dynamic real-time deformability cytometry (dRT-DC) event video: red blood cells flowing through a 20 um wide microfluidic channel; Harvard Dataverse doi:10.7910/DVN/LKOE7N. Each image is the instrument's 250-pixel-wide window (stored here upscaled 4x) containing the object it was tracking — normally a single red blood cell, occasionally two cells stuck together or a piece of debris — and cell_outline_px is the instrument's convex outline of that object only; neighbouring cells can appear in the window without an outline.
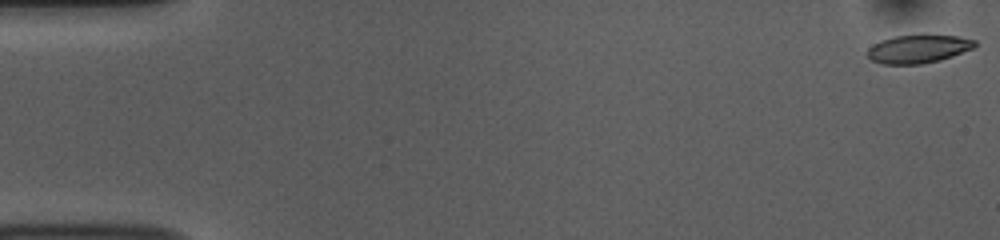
{"species": "common noctule bat (a hibernating species)", "species_latin": "Nyctalus noctula", "temperature_condition": "room temperature", "stored_images_in_passage": 54, "camera_frame_rate_fps": 3000, "um_per_image_px": 0.085, "animal": {"sex": "female", "body_mass_g": 10.0, "forearm_length_mm": 53.1}, "frame": {"image": 1, "passage_image": 1, "time_ms": 0.0, "image_size_px": [1000, 240], "cell_outline_px": [[976, 44], [972, 48], [952, 56], [940, 60], [920, 64], [884, 64], [872, 60], [868, 56], [868, 48], [872, 44], [880, 40], [896, 36], [956, 36], [976, 40]], "centroid_in_image_um": [78.02, 4.17], "position_along_channel_um": 7.0, "area_um2": 17.28}}
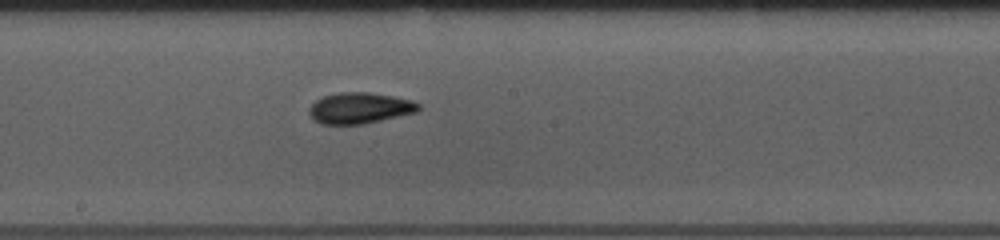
{"frame": {"image": 2, "passage_image": 29, "time_ms": 9.333, "image_size_px": [1000, 240], "cell_outline_px": [[420, 108], [416, 112], [364, 124], [320, 124], [312, 120], [308, 116], [308, 108], [316, 100], [324, 96], [340, 92], [368, 92], [392, 96], [412, 100], [420, 104]], "centroid_in_image_um": [30.53, 9.19], "position_along_channel_um": 217.7, "area_um2": 19.88}}
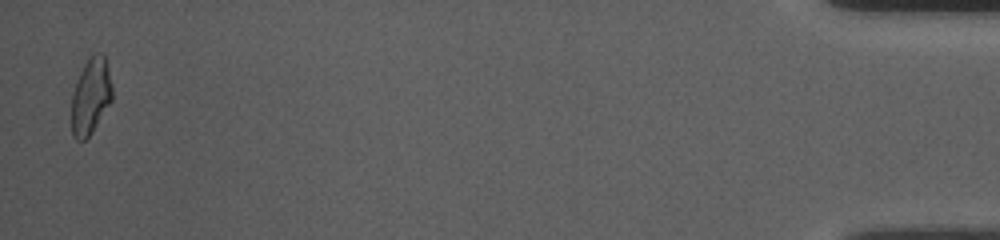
{"frame": {"image": 3, "passage_image": 53, "time_ms": 17.333, "image_size_px": [1000, 240], "cell_outline_px": [[112, 100], [92, 132], [84, 140], [76, 140], [72, 136], [72, 92], [80, 72], [88, 56], [92, 52], [100, 52], [104, 56], [112, 84]], "centroid_in_image_um": [7.71, 8.15], "position_along_channel_um": 427.5, "area_um2": 18.09}, "authors_computed_cell_mechanics": {"area_um2": 18.5249, "velocity_mm_per_s": 3.7493, "shape_relaxation_time_tau1_ms": 5.0282, "shape_relaxation_time_tau2_ms": 3.5545, "deformation_change_tau1": 0.1152, "deformation_change_tau2": 0.0964}}